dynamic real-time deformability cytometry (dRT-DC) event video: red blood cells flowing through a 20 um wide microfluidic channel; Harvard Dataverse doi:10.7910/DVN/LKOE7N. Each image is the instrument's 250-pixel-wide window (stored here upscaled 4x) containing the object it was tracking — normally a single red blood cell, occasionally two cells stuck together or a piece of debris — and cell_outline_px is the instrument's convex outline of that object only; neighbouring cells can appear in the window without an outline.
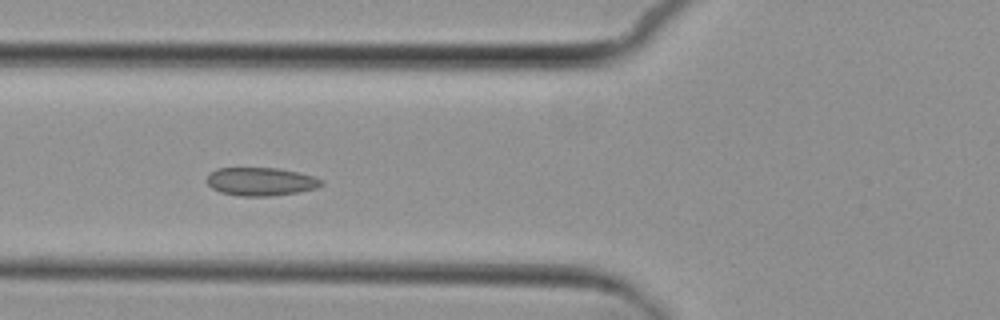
{"species": "common noctule bat (a hibernating species)", "species_latin": "Nyctalus noctula", "temperature_condition": "cold", "stored_images_in_passage": 6, "camera_frame_rate_fps": 3000, "um_per_image_px": 0.085, "animal": {"sex": "female", "body_mass_g": 29.2, "forearm_length_mm": 56.3}, "frame": {"image": 1, "passage_image": 5, "time_ms": 4.667, "image_size_px": [1000, 320], "cell_outline_px": [[324, 184], [316, 188], [296, 192], [272, 196], [240, 196], [220, 192], [212, 188], [204, 180], [216, 168], [280, 168], [312, 176], [324, 180]], "centroid_in_image_um": [22.15, 15.43], "position_along_channel_um": 103.6, "area_um2": 18.84}}
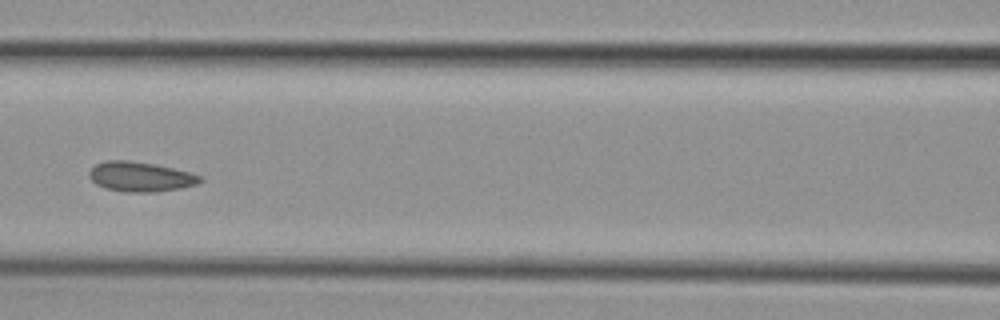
{"frame": {"image": 2, "passage_image": 6, "time_ms": 6.0, "image_size_px": [1000, 320], "cell_outline_px": [[204, 180], [196, 184], [180, 188], [156, 192], [124, 192], [104, 188], [96, 184], [88, 176], [88, 172], [96, 164], [104, 160], [128, 160], [156, 164], [188, 172], [200, 176]], "centroid_in_image_um": [11.9, 15.02], "position_along_channel_um": 154.7, "area_um2": 19.31}}